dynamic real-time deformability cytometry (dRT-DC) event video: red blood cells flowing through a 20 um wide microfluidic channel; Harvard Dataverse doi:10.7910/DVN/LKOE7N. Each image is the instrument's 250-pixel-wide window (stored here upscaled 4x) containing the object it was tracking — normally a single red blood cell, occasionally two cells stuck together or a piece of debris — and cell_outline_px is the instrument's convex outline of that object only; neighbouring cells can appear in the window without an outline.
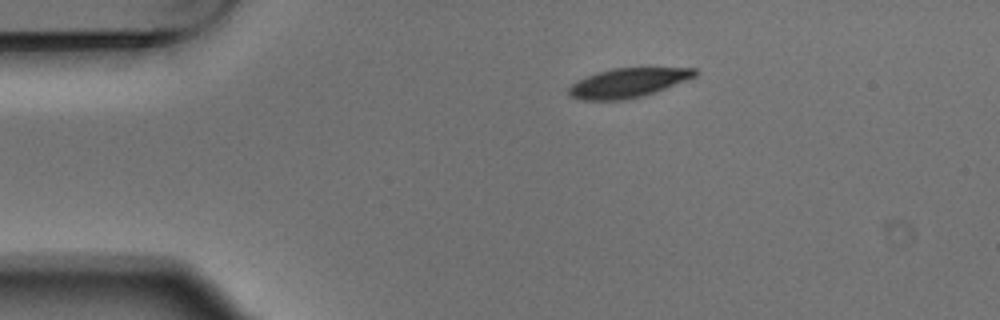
{"species": "Egyptian fruit bat (a non-hibernating species)", "species_latin": "Rousettus aegyptiacus", "temperature_condition": "warm", "stored_images_in_passage": 3, "camera_frame_rate_fps": 3000, "um_per_image_px": 0.085, "animal": {"sex": "male"}, "frame": {"image": 1, "passage_image": 1, "time_ms": 0.0, "image_size_px": [1000, 320], "cell_outline_px": [[700, 72], [696, 76], [664, 88], [640, 96], [624, 100], [584, 100], [568, 96], [568, 88], [576, 80], [596, 72], [612, 68], [696, 68]], "centroid_in_image_um": [53.33, 7.03], "position_along_channel_um": 31.7, "area_um2": 21.39}}
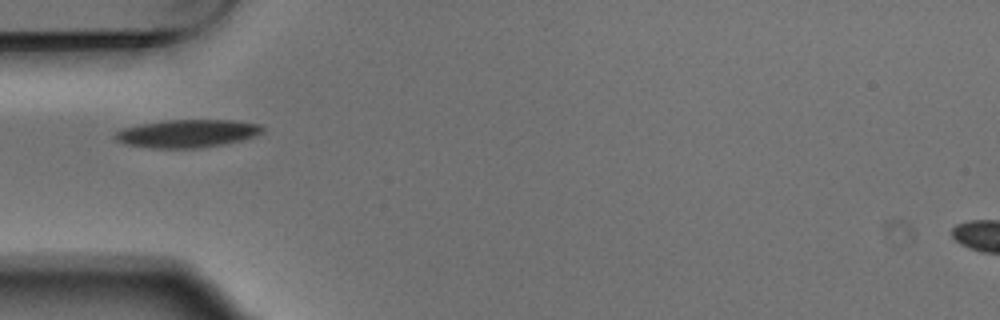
{"frame": {"image": 2, "passage_image": 3, "time_ms": 0.667, "image_size_px": [1000, 320], "cell_outline_px": [[264, 132], [240, 140], [200, 148], [148, 148], [124, 144], [116, 140], [112, 136], [116, 132], [124, 128], [140, 124], [164, 120], [236, 120], [260, 124], [264, 128]], "centroid_in_image_um": [15.88, 11.34], "position_along_channel_um": 69.1, "area_um2": 23.99}}